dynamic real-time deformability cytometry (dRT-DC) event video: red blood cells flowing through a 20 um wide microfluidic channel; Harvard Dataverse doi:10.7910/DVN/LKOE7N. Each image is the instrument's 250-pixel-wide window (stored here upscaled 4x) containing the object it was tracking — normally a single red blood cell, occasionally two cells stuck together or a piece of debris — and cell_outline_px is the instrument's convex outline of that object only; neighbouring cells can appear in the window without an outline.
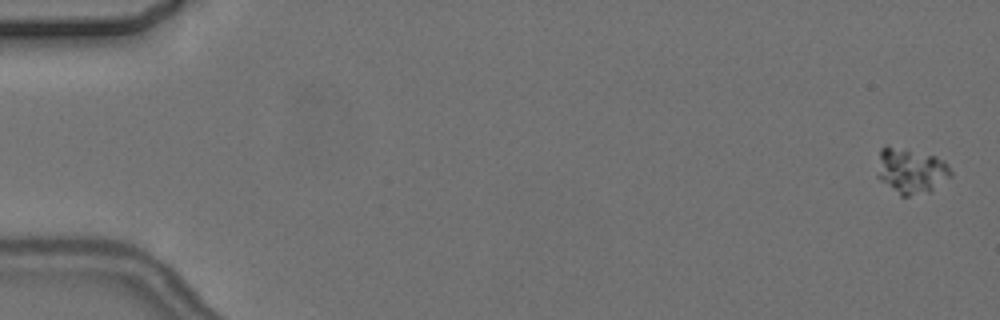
{"species": "common noctule bat (a hibernating species)", "species_latin": "Nyctalus noctula", "temperature_condition": "cold", "stored_images_in_passage": 5, "camera_frame_rate_fps": 3000, "um_per_image_px": 0.085, "animal": {"sex": "female", "body_mass_g": 24.6, "forearm_length_mm": 56.2}, "frame": {"image": 1, "passage_image": 1, "time_ms": 0.0, "image_size_px": [1000, 320], "cell_outline_px": [[952, 176], [932, 192], [908, 196], [900, 196], [880, 180], [876, 176], [880, 148], [884, 144], [888, 144], [908, 148], [936, 156], [944, 160], [948, 164], [952, 172]], "centroid_in_image_um": [77.44, 14.5], "position_along_channel_um": 7.6, "area_um2": 20.29}}
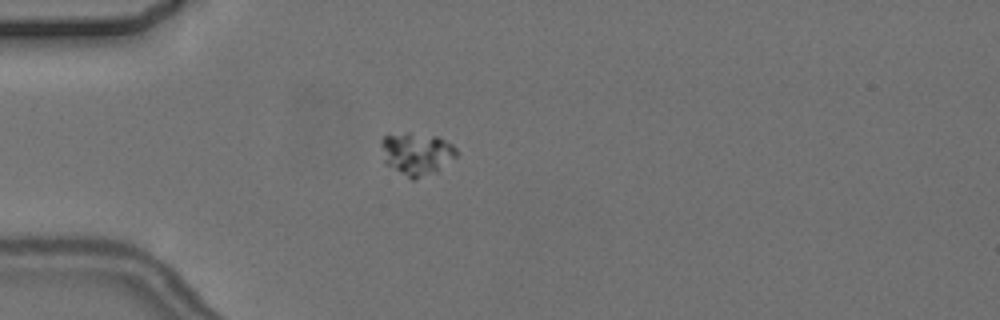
{"frame": {"image": 2, "passage_image": 5, "time_ms": 5.0, "image_size_px": [1000, 320], "cell_outline_px": [[456, 156], [436, 172], [412, 180], [384, 164], [380, 144], [380, 140], [384, 136], [408, 132], [440, 136], [452, 144], [456, 148]], "centroid_in_image_um": [35.38, 13.05], "position_along_channel_um": 49.6, "area_um2": 18.9}}